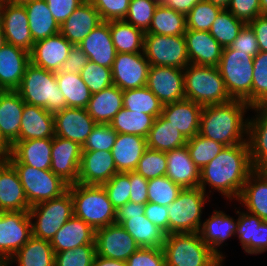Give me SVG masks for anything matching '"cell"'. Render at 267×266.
<instances>
[{
  "instance_id": "1",
  "label": "cell",
  "mask_w": 267,
  "mask_h": 266,
  "mask_svg": "<svg viewBox=\"0 0 267 266\" xmlns=\"http://www.w3.org/2000/svg\"><path fill=\"white\" fill-rule=\"evenodd\" d=\"M254 170L248 142L225 146L201 169L199 187L210 198L218 192L226 202H236L245 182Z\"/></svg>"
},
{
  "instance_id": "2",
  "label": "cell",
  "mask_w": 267,
  "mask_h": 266,
  "mask_svg": "<svg viewBox=\"0 0 267 266\" xmlns=\"http://www.w3.org/2000/svg\"><path fill=\"white\" fill-rule=\"evenodd\" d=\"M250 110L240 99L203 106L198 134L224 146L246 143Z\"/></svg>"
},
{
  "instance_id": "3",
  "label": "cell",
  "mask_w": 267,
  "mask_h": 266,
  "mask_svg": "<svg viewBox=\"0 0 267 266\" xmlns=\"http://www.w3.org/2000/svg\"><path fill=\"white\" fill-rule=\"evenodd\" d=\"M16 91L24 103L45 108L54 114L66 108V99L59 90L55 72L29 63Z\"/></svg>"
},
{
  "instance_id": "4",
  "label": "cell",
  "mask_w": 267,
  "mask_h": 266,
  "mask_svg": "<svg viewBox=\"0 0 267 266\" xmlns=\"http://www.w3.org/2000/svg\"><path fill=\"white\" fill-rule=\"evenodd\" d=\"M73 200L74 215L95 231L115 223L116 209L103 186L75 183L68 186Z\"/></svg>"
},
{
  "instance_id": "5",
  "label": "cell",
  "mask_w": 267,
  "mask_h": 266,
  "mask_svg": "<svg viewBox=\"0 0 267 266\" xmlns=\"http://www.w3.org/2000/svg\"><path fill=\"white\" fill-rule=\"evenodd\" d=\"M183 74L186 99L202 107L232 100L218 67L188 64Z\"/></svg>"
},
{
  "instance_id": "6",
  "label": "cell",
  "mask_w": 267,
  "mask_h": 266,
  "mask_svg": "<svg viewBox=\"0 0 267 266\" xmlns=\"http://www.w3.org/2000/svg\"><path fill=\"white\" fill-rule=\"evenodd\" d=\"M212 201L200 187L182 189L167 206L168 234L199 232L206 214L205 207Z\"/></svg>"
},
{
  "instance_id": "7",
  "label": "cell",
  "mask_w": 267,
  "mask_h": 266,
  "mask_svg": "<svg viewBox=\"0 0 267 266\" xmlns=\"http://www.w3.org/2000/svg\"><path fill=\"white\" fill-rule=\"evenodd\" d=\"M162 248L166 266H215L220 260L199 232L166 234Z\"/></svg>"
},
{
  "instance_id": "8",
  "label": "cell",
  "mask_w": 267,
  "mask_h": 266,
  "mask_svg": "<svg viewBox=\"0 0 267 266\" xmlns=\"http://www.w3.org/2000/svg\"><path fill=\"white\" fill-rule=\"evenodd\" d=\"M253 56L224 47L217 66L232 99L244 100L252 107Z\"/></svg>"
},
{
  "instance_id": "9",
  "label": "cell",
  "mask_w": 267,
  "mask_h": 266,
  "mask_svg": "<svg viewBox=\"0 0 267 266\" xmlns=\"http://www.w3.org/2000/svg\"><path fill=\"white\" fill-rule=\"evenodd\" d=\"M29 215L32 236L51 241L57 231L74 215L70 191L30 207Z\"/></svg>"
},
{
  "instance_id": "10",
  "label": "cell",
  "mask_w": 267,
  "mask_h": 266,
  "mask_svg": "<svg viewBox=\"0 0 267 266\" xmlns=\"http://www.w3.org/2000/svg\"><path fill=\"white\" fill-rule=\"evenodd\" d=\"M18 173L30 207L61 196L68 184L50 169L40 170L22 163H11Z\"/></svg>"
},
{
  "instance_id": "11",
  "label": "cell",
  "mask_w": 267,
  "mask_h": 266,
  "mask_svg": "<svg viewBox=\"0 0 267 266\" xmlns=\"http://www.w3.org/2000/svg\"><path fill=\"white\" fill-rule=\"evenodd\" d=\"M226 205L230 207V210L233 209L232 211H235L233 212L235 214L234 217L228 213L226 214V210L216 205V203H212L210 207L213 208L216 206L218 209L215 207L212 209L213 211L211 213H206L207 215H205L199 230L201 240L208 245L220 259H227L226 257L228 256L226 252L222 250L224 247H228L229 244L227 241L229 239L230 241L231 238L235 239L238 224L237 203L226 202L224 208H227ZM206 216L208 217L206 218Z\"/></svg>"
},
{
  "instance_id": "12",
  "label": "cell",
  "mask_w": 267,
  "mask_h": 266,
  "mask_svg": "<svg viewBox=\"0 0 267 266\" xmlns=\"http://www.w3.org/2000/svg\"><path fill=\"white\" fill-rule=\"evenodd\" d=\"M145 205L127 202L116 210L115 223L120 224L142 248H162L166 233L144 215Z\"/></svg>"
},
{
  "instance_id": "13",
  "label": "cell",
  "mask_w": 267,
  "mask_h": 266,
  "mask_svg": "<svg viewBox=\"0 0 267 266\" xmlns=\"http://www.w3.org/2000/svg\"><path fill=\"white\" fill-rule=\"evenodd\" d=\"M144 55L150 66L184 69L190 64L184 35H144Z\"/></svg>"
},
{
  "instance_id": "14",
  "label": "cell",
  "mask_w": 267,
  "mask_h": 266,
  "mask_svg": "<svg viewBox=\"0 0 267 266\" xmlns=\"http://www.w3.org/2000/svg\"><path fill=\"white\" fill-rule=\"evenodd\" d=\"M32 237L29 211L0 212V262L5 263Z\"/></svg>"
},
{
  "instance_id": "15",
  "label": "cell",
  "mask_w": 267,
  "mask_h": 266,
  "mask_svg": "<svg viewBox=\"0 0 267 266\" xmlns=\"http://www.w3.org/2000/svg\"><path fill=\"white\" fill-rule=\"evenodd\" d=\"M150 64L144 52L117 53L113 62V85L123 90L145 87Z\"/></svg>"
},
{
  "instance_id": "16",
  "label": "cell",
  "mask_w": 267,
  "mask_h": 266,
  "mask_svg": "<svg viewBox=\"0 0 267 266\" xmlns=\"http://www.w3.org/2000/svg\"><path fill=\"white\" fill-rule=\"evenodd\" d=\"M96 253L100 257L127 261L140 246L118 223L95 231Z\"/></svg>"
},
{
  "instance_id": "17",
  "label": "cell",
  "mask_w": 267,
  "mask_h": 266,
  "mask_svg": "<svg viewBox=\"0 0 267 266\" xmlns=\"http://www.w3.org/2000/svg\"><path fill=\"white\" fill-rule=\"evenodd\" d=\"M0 23L6 42L32 52L34 42L29 28L28 16L22 3H4L0 5Z\"/></svg>"
},
{
  "instance_id": "18",
  "label": "cell",
  "mask_w": 267,
  "mask_h": 266,
  "mask_svg": "<svg viewBox=\"0 0 267 266\" xmlns=\"http://www.w3.org/2000/svg\"><path fill=\"white\" fill-rule=\"evenodd\" d=\"M146 87L163 105L185 99L183 69L150 66Z\"/></svg>"
},
{
  "instance_id": "19",
  "label": "cell",
  "mask_w": 267,
  "mask_h": 266,
  "mask_svg": "<svg viewBox=\"0 0 267 266\" xmlns=\"http://www.w3.org/2000/svg\"><path fill=\"white\" fill-rule=\"evenodd\" d=\"M82 146L77 142L53 137L50 170L68 185L77 183Z\"/></svg>"
},
{
  "instance_id": "20",
  "label": "cell",
  "mask_w": 267,
  "mask_h": 266,
  "mask_svg": "<svg viewBox=\"0 0 267 266\" xmlns=\"http://www.w3.org/2000/svg\"><path fill=\"white\" fill-rule=\"evenodd\" d=\"M54 115L55 136L83 146L97 124L84 108L66 107Z\"/></svg>"
},
{
  "instance_id": "21",
  "label": "cell",
  "mask_w": 267,
  "mask_h": 266,
  "mask_svg": "<svg viewBox=\"0 0 267 266\" xmlns=\"http://www.w3.org/2000/svg\"><path fill=\"white\" fill-rule=\"evenodd\" d=\"M117 173L111 151H82L77 183L102 186Z\"/></svg>"
},
{
  "instance_id": "22",
  "label": "cell",
  "mask_w": 267,
  "mask_h": 266,
  "mask_svg": "<svg viewBox=\"0 0 267 266\" xmlns=\"http://www.w3.org/2000/svg\"><path fill=\"white\" fill-rule=\"evenodd\" d=\"M52 142L53 138L16 141L5 158L10 163H22L40 170L50 169Z\"/></svg>"
},
{
  "instance_id": "23",
  "label": "cell",
  "mask_w": 267,
  "mask_h": 266,
  "mask_svg": "<svg viewBox=\"0 0 267 266\" xmlns=\"http://www.w3.org/2000/svg\"><path fill=\"white\" fill-rule=\"evenodd\" d=\"M24 188L13 165L0 160V212L29 211Z\"/></svg>"
},
{
  "instance_id": "24",
  "label": "cell",
  "mask_w": 267,
  "mask_h": 266,
  "mask_svg": "<svg viewBox=\"0 0 267 266\" xmlns=\"http://www.w3.org/2000/svg\"><path fill=\"white\" fill-rule=\"evenodd\" d=\"M73 45L61 34L34 43L30 60L47 71L58 72Z\"/></svg>"
},
{
  "instance_id": "25",
  "label": "cell",
  "mask_w": 267,
  "mask_h": 266,
  "mask_svg": "<svg viewBox=\"0 0 267 266\" xmlns=\"http://www.w3.org/2000/svg\"><path fill=\"white\" fill-rule=\"evenodd\" d=\"M202 106L189 99L163 105L161 116L186 138L199 133Z\"/></svg>"
},
{
  "instance_id": "26",
  "label": "cell",
  "mask_w": 267,
  "mask_h": 266,
  "mask_svg": "<svg viewBox=\"0 0 267 266\" xmlns=\"http://www.w3.org/2000/svg\"><path fill=\"white\" fill-rule=\"evenodd\" d=\"M103 20L89 0H85L61 25L60 33L78 46Z\"/></svg>"
},
{
  "instance_id": "27",
  "label": "cell",
  "mask_w": 267,
  "mask_h": 266,
  "mask_svg": "<svg viewBox=\"0 0 267 266\" xmlns=\"http://www.w3.org/2000/svg\"><path fill=\"white\" fill-rule=\"evenodd\" d=\"M24 104L16 90L0 91V136L10 147L19 141Z\"/></svg>"
},
{
  "instance_id": "28",
  "label": "cell",
  "mask_w": 267,
  "mask_h": 266,
  "mask_svg": "<svg viewBox=\"0 0 267 266\" xmlns=\"http://www.w3.org/2000/svg\"><path fill=\"white\" fill-rule=\"evenodd\" d=\"M184 38L190 64L215 67L219 65L223 47L210 32L187 30Z\"/></svg>"
},
{
  "instance_id": "29",
  "label": "cell",
  "mask_w": 267,
  "mask_h": 266,
  "mask_svg": "<svg viewBox=\"0 0 267 266\" xmlns=\"http://www.w3.org/2000/svg\"><path fill=\"white\" fill-rule=\"evenodd\" d=\"M30 53L6 43L0 48V90H16L28 64Z\"/></svg>"
},
{
  "instance_id": "30",
  "label": "cell",
  "mask_w": 267,
  "mask_h": 266,
  "mask_svg": "<svg viewBox=\"0 0 267 266\" xmlns=\"http://www.w3.org/2000/svg\"><path fill=\"white\" fill-rule=\"evenodd\" d=\"M247 142L252 165L258 169L267 161V104L251 107Z\"/></svg>"
},
{
  "instance_id": "31",
  "label": "cell",
  "mask_w": 267,
  "mask_h": 266,
  "mask_svg": "<svg viewBox=\"0 0 267 266\" xmlns=\"http://www.w3.org/2000/svg\"><path fill=\"white\" fill-rule=\"evenodd\" d=\"M88 59L100 66L112 68L117 55L110 34L109 21H103L78 45Z\"/></svg>"
},
{
  "instance_id": "32",
  "label": "cell",
  "mask_w": 267,
  "mask_h": 266,
  "mask_svg": "<svg viewBox=\"0 0 267 266\" xmlns=\"http://www.w3.org/2000/svg\"><path fill=\"white\" fill-rule=\"evenodd\" d=\"M166 158L165 176L183 189L199 187L201 171L192 161L187 146L166 152Z\"/></svg>"
},
{
  "instance_id": "33",
  "label": "cell",
  "mask_w": 267,
  "mask_h": 266,
  "mask_svg": "<svg viewBox=\"0 0 267 266\" xmlns=\"http://www.w3.org/2000/svg\"><path fill=\"white\" fill-rule=\"evenodd\" d=\"M55 136L54 115L45 108L24 104L19 141Z\"/></svg>"
},
{
  "instance_id": "34",
  "label": "cell",
  "mask_w": 267,
  "mask_h": 266,
  "mask_svg": "<svg viewBox=\"0 0 267 266\" xmlns=\"http://www.w3.org/2000/svg\"><path fill=\"white\" fill-rule=\"evenodd\" d=\"M50 244L55 253L75 249L80 245H96L95 230L73 215L54 235Z\"/></svg>"
},
{
  "instance_id": "35",
  "label": "cell",
  "mask_w": 267,
  "mask_h": 266,
  "mask_svg": "<svg viewBox=\"0 0 267 266\" xmlns=\"http://www.w3.org/2000/svg\"><path fill=\"white\" fill-rule=\"evenodd\" d=\"M236 202L243 210L267 221V177L255 169L249 175Z\"/></svg>"
},
{
  "instance_id": "36",
  "label": "cell",
  "mask_w": 267,
  "mask_h": 266,
  "mask_svg": "<svg viewBox=\"0 0 267 266\" xmlns=\"http://www.w3.org/2000/svg\"><path fill=\"white\" fill-rule=\"evenodd\" d=\"M147 149L146 138L139 135L117 133L112 156L118 172L135 171Z\"/></svg>"
},
{
  "instance_id": "37",
  "label": "cell",
  "mask_w": 267,
  "mask_h": 266,
  "mask_svg": "<svg viewBox=\"0 0 267 266\" xmlns=\"http://www.w3.org/2000/svg\"><path fill=\"white\" fill-rule=\"evenodd\" d=\"M122 108L123 91L116 85H111L92 94L86 110L97 124H110Z\"/></svg>"
},
{
  "instance_id": "38",
  "label": "cell",
  "mask_w": 267,
  "mask_h": 266,
  "mask_svg": "<svg viewBox=\"0 0 267 266\" xmlns=\"http://www.w3.org/2000/svg\"><path fill=\"white\" fill-rule=\"evenodd\" d=\"M22 4L26 9L34 43L60 33V26L52 16L46 0H26Z\"/></svg>"
},
{
  "instance_id": "39",
  "label": "cell",
  "mask_w": 267,
  "mask_h": 266,
  "mask_svg": "<svg viewBox=\"0 0 267 266\" xmlns=\"http://www.w3.org/2000/svg\"><path fill=\"white\" fill-rule=\"evenodd\" d=\"M55 252L50 241L31 237L10 259L5 266H54Z\"/></svg>"
},
{
  "instance_id": "40",
  "label": "cell",
  "mask_w": 267,
  "mask_h": 266,
  "mask_svg": "<svg viewBox=\"0 0 267 266\" xmlns=\"http://www.w3.org/2000/svg\"><path fill=\"white\" fill-rule=\"evenodd\" d=\"M147 148L168 152L186 146L187 139L169 121L159 115L146 137Z\"/></svg>"
},
{
  "instance_id": "41",
  "label": "cell",
  "mask_w": 267,
  "mask_h": 266,
  "mask_svg": "<svg viewBox=\"0 0 267 266\" xmlns=\"http://www.w3.org/2000/svg\"><path fill=\"white\" fill-rule=\"evenodd\" d=\"M110 34L117 53L144 52L145 32L125 20L109 21Z\"/></svg>"
},
{
  "instance_id": "42",
  "label": "cell",
  "mask_w": 267,
  "mask_h": 266,
  "mask_svg": "<svg viewBox=\"0 0 267 266\" xmlns=\"http://www.w3.org/2000/svg\"><path fill=\"white\" fill-rule=\"evenodd\" d=\"M186 31V15L167 7L160 2L154 12L150 27L145 34L175 36L184 35Z\"/></svg>"
},
{
  "instance_id": "43",
  "label": "cell",
  "mask_w": 267,
  "mask_h": 266,
  "mask_svg": "<svg viewBox=\"0 0 267 266\" xmlns=\"http://www.w3.org/2000/svg\"><path fill=\"white\" fill-rule=\"evenodd\" d=\"M59 90L66 99V107L86 109L92 93L81 79L80 74L56 72Z\"/></svg>"
},
{
  "instance_id": "44",
  "label": "cell",
  "mask_w": 267,
  "mask_h": 266,
  "mask_svg": "<svg viewBox=\"0 0 267 266\" xmlns=\"http://www.w3.org/2000/svg\"><path fill=\"white\" fill-rule=\"evenodd\" d=\"M157 117L126 108L118 111L110 125L116 133L139 135L146 138Z\"/></svg>"
},
{
  "instance_id": "45",
  "label": "cell",
  "mask_w": 267,
  "mask_h": 266,
  "mask_svg": "<svg viewBox=\"0 0 267 266\" xmlns=\"http://www.w3.org/2000/svg\"><path fill=\"white\" fill-rule=\"evenodd\" d=\"M123 107L148 115H161L163 104L148 87L123 90Z\"/></svg>"
},
{
  "instance_id": "46",
  "label": "cell",
  "mask_w": 267,
  "mask_h": 266,
  "mask_svg": "<svg viewBox=\"0 0 267 266\" xmlns=\"http://www.w3.org/2000/svg\"><path fill=\"white\" fill-rule=\"evenodd\" d=\"M245 23L223 9L210 27L212 37L224 48L231 46Z\"/></svg>"
},
{
  "instance_id": "47",
  "label": "cell",
  "mask_w": 267,
  "mask_h": 266,
  "mask_svg": "<svg viewBox=\"0 0 267 266\" xmlns=\"http://www.w3.org/2000/svg\"><path fill=\"white\" fill-rule=\"evenodd\" d=\"M237 232L235 235L236 240H238L241 246V250L243 254H247L248 256H255V233H256V225H260L263 220L257 215L251 214L241 208L238 207L237 204Z\"/></svg>"
},
{
  "instance_id": "48",
  "label": "cell",
  "mask_w": 267,
  "mask_h": 266,
  "mask_svg": "<svg viewBox=\"0 0 267 266\" xmlns=\"http://www.w3.org/2000/svg\"><path fill=\"white\" fill-rule=\"evenodd\" d=\"M186 146L189 150L192 161L200 169V171L225 147L223 144L199 134L187 139Z\"/></svg>"
},
{
  "instance_id": "49",
  "label": "cell",
  "mask_w": 267,
  "mask_h": 266,
  "mask_svg": "<svg viewBox=\"0 0 267 266\" xmlns=\"http://www.w3.org/2000/svg\"><path fill=\"white\" fill-rule=\"evenodd\" d=\"M223 9L206 0H201L186 15L187 30L208 31Z\"/></svg>"
},
{
  "instance_id": "50",
  "label": "cell",
  "mask_w": 267,
  "mask_h": 266,
  "mask_svg": "<svg viewBox=\"0 0 267 266\" xmlns=\"http://www.w3.org/2000/svg\"><path fill=\"white\" fill-rule=\"evenodd\" d=\"M183 188L172 182L167 176L148 180V202L169 206Z\"/></svg>"
},
{
  "instance_id": "51",
  "label": "cell",
  "mask_w": 267,
  "mask_h": 266,
  "mask_svg": "<svg viewBox=\"0 0 267 266\" xmlns=\"http://www.w3.org/2000/svg\"><path fill=\"white\" fill-rule=\"evenodd\" d=\"M252 107L267 104V52L253 58Z\"/></svg>"
},
{
  "instance_id": "52",
  "label": "cell",
  "mask_w": 267,
  "mask_h": 266,
  "mask_svg": "<svg viewBox=\"0 0 267 266\" xmlns=\"http://www.w3.org/2000/svg\"><path fill=\"white\" fill-rule=\"evenodd\" d=\"M160 0H130L125 21L144 32L150 27L154 12Z\"/></svg>"
},
{
  "instance_id": "53",
  "label": "cell",
  "mask_w": 267,
  "mask_h": 266,
  "mask_svg": "<svg viewBox=\"0 0 267 266\" xmlns=\"http://www.w3.org/2000/svg\"><path fill=\"white\" fill-rule=\"evenodd\" d=\"M166 171V152L152 150L150 148H147L145 150L135 170V172L148 180L160 176H165Z\"/></svg>"
},
{
  "instance_id": "54",
  "label": "cell",
  "mask_w": 267,
  "mask_h": 266,
  "mask_svg": "<svg viewBox=\"0 0 267 266\" xmlns=\"http://www.w3.org/2000/svg\"><path fill=\"white\" fill-rule=\"evenodd\" d=\"M96 255V245H80L55 253L54 266H92Z\"/></svg>"
},
{
  "instance_id": "55",
  "label": "cell",
  "mask_w": 267,
  "mask_h": 266,
  "mask_svg": "<svg viewBox=\"0 0 267 266\" xmlns=\"http://www.w3.org/2000/svg\"><path fill=\"white\" fill-rule=\"evenodd\" d=\"M80 76L92 94L113 85L111 68L100 66L90 60L81 70Z\"/></svg>"
},
{
  "instance_id": "56",
  "label": "cell",
  "mask_w": 267,
  "mask_h": 266,
  "mask_svg": "<svg viewBox=\"0 0 267 266\" xmlns=\"http://www.w3.org/2000/svg\"><path fill=\"white\" fill-rule=\"evenodd\" d=\"M102 186L116 210L130 201L131 184L129 182V172L115 174Z\"/></svg>"
},
{
  "instance_id": "57",
  "label": "cell",
  "mask_w": 267,
  "mask_h": 266,
  "mask_svg": "<svg viewBox=\"0 0 267 266\" xmlns=\"http://www.w3.org/2000/svg\"><path fill=\"white\" fill-rule=\"evenodd\" d=\"M117 133L110 124H96L87 137L82 151H112Z\"/></svg>"
},
{
  "instance_id": "58",
  "label": "cell",
  "mask_w": 267,
  "mask_h": 266,
  "mask_svg": "<svg viewBox=\"0 0 267 266\" xmlns=\"http://www.w3.org/2000/svg\"><path fill=\"white\" fill-rule=\"evenodd\" d=\"M103 21L124 20L130 0H89Z\"/></svg>"
},
{
  "instance_id": "59",
  "label": "cell",
  "mask_w": 267,
  "mask_h": 266,
  "mask_svg": "<svg viewBox=\"0 0 267 266\" xmlns=\"http://www.w3.org/2000/svg\"><path fill=\"white\" fill-rule=\"evenodd\" d=\"M127 266H166L163 248L140 247L126 261Z\"/></svg>"
},
{
  "instance_id": "60",
  "label": "cell",
  "mask_w": 267,
  "mask_h": 266,
  "mask_svg": "<svg viewBox=\"0 0 267 266\" xmlns=\"http://www.w3.org/2000/svg\"><path fill=\"white\" fill-rule=\"evenodd\" d=\"M227 10L237 19L249 24L261 15L260 0H230Z\"/></svg>"
},
{
  "instance_id": "61",
  "label": "cell",
  "mask_w": 267,
  "mask_h": 266,
  "mask_svg": "<svg viewBox=\"0 0 267 266\" xmlns=\"http://www.w3.org/2000/svg\"><path fill=\"white\" fill-rule=\"evenodd\" d=\"M230 47L237 52H247L253 57L260 52L255 32L249 24L244 25Z\"/></svg>"
},
{
  "instance_id": "62",
  "label": "cell",
  "mask_w": 267,
  "mask_h": 266,
  "mask_svg": "<svg viewBox=\"0 0 267 266\" xmlns=\"http://www.w3.org/2000/svg\"><path fill=\"white\" fill-rule=\"evenodd\" d=\"M85 0H46L49 10L59 26L84 2Z\"/></svg>"
},
{
  "instance_id": "63",
  "label": "cell",
  "mask_w": 267,
  "mask_h": 266,
  "mask_svg": "<svg viewBox=\"0 0 267 266\" xmlns=\"http://www.w3.org/2000/svg\"><path fill=\"white\" fill-rule=\"evenodd\" d=\"M89 59L84 51L76 45H73L69 52V56L61 65L59 72H67L71 74H80L81 70L87 65Z\"/></svg>"
},
{
  "instance_id": "64",
  "label": "cell",
  "mask_w": 267,
  "mask_h": 266,
  "mask_svg": "<svg viewBox=\"0 0 267 266\" xmlns=\"http://www.w3.org/2000/svg\"><path fill=\"white\" fill-rule=\"evenodd\" d=\"M131 184L130 202L145 205L148 202V179L135 171L129 172Z\"/></svg>"
},
{
  "instance_id": "65",
  "label": "cell",
  "mask_w": 267,
  "mask_h": 266,
  "mask_svg": "<svg viewBox=\"0 0 267 266\" xmlns=\"http://www.w3.org/2000/svg\"><path fill=\"white\" fill-rule=\"evenodd\" d=\"M144 215L154 225L168 234V210L166 206L147 202Z\"/></svg>"
},
{
  "instance_id": "66",
  "label": "cell",
  "mask_w": 267,
  "mask_h": 266,
  "mask_svg": "<svg viewBox=\"0 0 267 266\" xmlns=\"http://www.w3.org/2000/svg\"><path fill=\"white\" fill-rule=\"evenodd\" d=\"M249 25L255 32L259 50L267 52V15L257 16Z\"/></svg>"
},
{
  "instance_id": "67",
  "label": "cell",
  "mask_w": 267,
  "mask_h": 266,
  "mask_svg": "<svg viewBox=\"0 0 267 266\" xmlns=\"http://www.w3.org/2000/svg\"><path fill=\"white\" fill-rule=\"evenodd\" d=\"M267 253V221L256 225L255 233V256Z\"/></svg>"
},
{
  "instance_id": "68",
  "label": "cell",
  "mask_w": 267,
  "mask_h": 266,
  "mask_svg": "<svg viewBox=\"0 0 267 266\" xmlns=\"http://www.w3.org/2000/svg\"><path fill=\"white\" fill-rule=\"evenodd\" d=\"M201 0H160V2L184 15H187L189 11Z\"/></svg>"
},
{
  "instance_id": "69",
  "label": "cell",
  "mask_w": 267,
  "mask_h": 266,
  "mask_svg": "<svg viewBox=\"0 0 267 266\" xmlns=\"http://www.w3.org/2000/svg\"><path fill=\"white\" fill-rule=\"evenodd\" d=\"M92 266H127L126 261L95 256Z\"/></svg>"
},
{
  "instance_id": "70",
  "label": "cell",
  "mask_w": 267,
  "mask_h": 266,
  "mask_svg": "<svg viewBox=\"0 0 267 266\" xmlns=\"http://www.w3.org/2000/svg\"><path fill=\"white\" fill-rule=\"evenodd\" d=\"M10 151V146L0 136V158H5Z\"/></svg>"
},
{
  "instance_id": "71",
  "label": "cell",
  "mask_w": 267,
  "mask_h": 266,
  "mask_svg": "<svg viewBox=\"0 0 267 266\" xmlns=\"http://www.w3.org/2000/svg\"><path fill=\"white\" fill-rule=\"evenodd\" d=\"M209 1L210 3L222 8V9H227L230 0H206Z\"/></svg>"
},
{
  "instance_id": "72",
  "label": "cell",
  "mask_w": 267,
  "mask_h": 266,
  "mask_svg": "<svg viewBox=\"0 0 267 266\" xmlns=\"http://www.w3.org/2000/svg\"><path fill=\"white\" fill-rule=\"evenodd\" d=\"M261 15H267V0H260Z\"/></svg>"
},
{
  "instance_id": "73",
  "label": "cell",
  "mask_w": 267,
  "mask_h": 266,
  "mask_svg": "<svg viewBox=\"0 0 267 266\" xmlns=\"http://www.w3.org/2000/svg\"><path fill=\"white\" fill-rule=\"evenodd\" d=\"M6 38H5V35H4V31H3V28L1 26V23H0V48L2 46H4L6 44Z\"/></svg>"
},
{
  "instance_id": "74",
  "label": "cell",
  "mask_w": 267,
  "mask_h": 266,
  "mask_svg": "<svg viewBox=\"0 0 267 266\" xmlns=\"http://www.w3.org/2000/svg\"><path fill=\"white\" fill-rule=\"evenodd\" d=\"M258 170L267 177V161L263 163Z\"/></svg>"
},
{
  "instance_id": "75",
  "label": "cell",
  "mask_w": 267,
  "mask_h": 266,
  "mask_svg": "<svg viewBox=\"0 0 267 266\" xmlns=\"http://www.w3.org/2000/svg\"><path fill=\"white\" fill-rule=\"evenodd\" d=\"M226 261V259H220L217 263H216V265L215 266H225V262Z\"/></svg>"
},
{
  "instance_id": "76",
  "label": "cell",
  "mask_w": 267,
  "mask_h": 266,
  "mask_svg": "<svg viewBox=\"0 0 267 266\" xmlns=\"http://www.w3.org/2000/svg\"><path fill=\"white\" fill-rule=\"evenodd\" d=\"M13 0H0V5L4 3H12Z\"/></svg>"
},
{
  "instance_id": "77",
  "label": "cell",
  "mask_w": 267,
  "mask_h": 266,
  "mask_svg": "<svg viewBox=\"0 0 267 266\" xmlns=\"http://www.w3.org/2000/svg\"><path fill=\"white\" fill-rule=\"evenodd\" d=\"M24 1H26V0H13L14 3H22Z\"/></svg>"
},
{
  "instance_id": "78",
  "label": "cell",
  "mask_w": 267,
  "mask_h": 266,
  "mask_svg": "<svg viewBox=\"0 0 267 266\" xmlns=\"http://www.w3.org/2000/svg\"><path fill=\"white\" fill-rule=\"evenodd\" d=\"M0 266H5V263H1V262H0Z\"/></svg>"
}]
</instances>
